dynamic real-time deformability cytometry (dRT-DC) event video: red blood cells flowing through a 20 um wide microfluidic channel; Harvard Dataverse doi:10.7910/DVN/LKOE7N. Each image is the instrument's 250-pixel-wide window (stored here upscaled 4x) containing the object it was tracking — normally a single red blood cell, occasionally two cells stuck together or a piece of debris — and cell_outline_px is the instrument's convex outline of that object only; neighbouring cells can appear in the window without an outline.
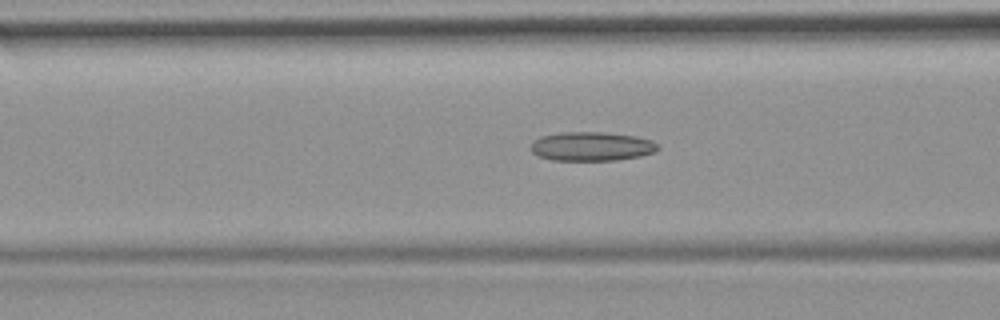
{"species": "common noctule bat (a hibernating species)", "species_latin": "Nyctalus noctula", "temperature_condition": "room temperature", "stored_images_in_passage": 51, "camera_frame_rate_fps": 3000, "um_per_image_px": 0.085, "animal": {"sex": "female", "body_mass_g": 19.9}, "frame": {"image": 1, "passage_image": 19, "time_ms": 6.0, "image_size_px": [1000, 320], "cell_outline_px": [[660, 148], [652, 152], [640, 156], [616, 160], [552, 160], [540, 156], [532, 152], [532, 140], [540, 136], [560, 132], [604, 132], [636, 136], [652, 140]], "centroid_in_image_um": [50.27, 12.43], "position_along_channel_um": 116.3, "area_um2": 21.44}}
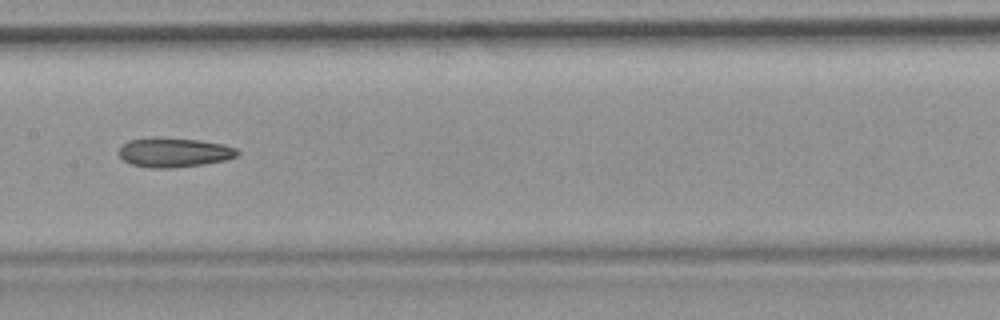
{"frame": {"image": 2, "passage_image": 25, "time_ms": 8.0, "image_size_px": [1000, 320], "cell_outline_px": [[240, 152], [236, 156], [228, 160], [204, 164], [172, 168], [152, 168], [132, 164], [124, 160], [120, 156], [120, 148], [128, 140], [152, 136], [156, 136], [200, 140], [224, 144], [236, 148]], "centroid_in_image_um": [14.82, 12.94], "position_along_channel_um": 192.6, "area_um2": 20.58}}
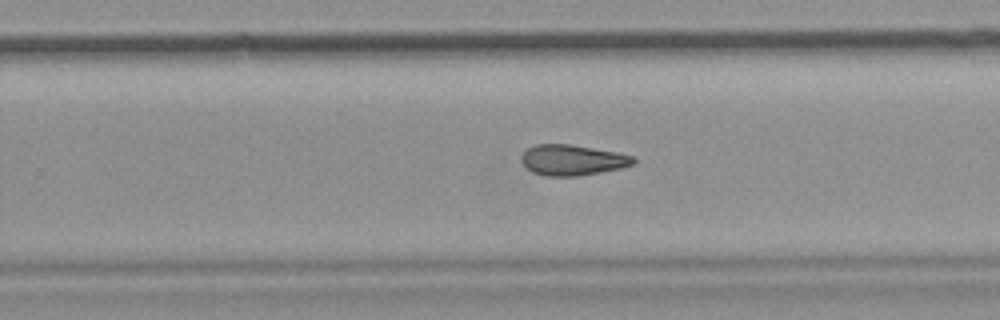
{"frame": {"image": 3, "passage_image": 32, "time_ms": 10.333, "image_size_px": [1000, 320], "cell_outline_px": [[636, 160], [632, 164], [620, 168], [580, 176], [544, 176], [532, 172], [520, 160], [520, 156], [528, 148], [536, 144], [568, 144], [616, 152], [632, 156]], "centroid_in_image_um": [48.61, 13.61], "position_along_channel_um": 281.2, "area_um2": 19.83}, "authors_computed_cell_mechanics": {"area_um2": 20.8658, "velocity_mm_per_s": 3.8215, "shape_relaxation_time_tau1_ms": null, "shape_relaxation_time_tau2_ms": 7.2559, "deformation_change_tau1": null, "deformation_change_tau2": 0.1588}}